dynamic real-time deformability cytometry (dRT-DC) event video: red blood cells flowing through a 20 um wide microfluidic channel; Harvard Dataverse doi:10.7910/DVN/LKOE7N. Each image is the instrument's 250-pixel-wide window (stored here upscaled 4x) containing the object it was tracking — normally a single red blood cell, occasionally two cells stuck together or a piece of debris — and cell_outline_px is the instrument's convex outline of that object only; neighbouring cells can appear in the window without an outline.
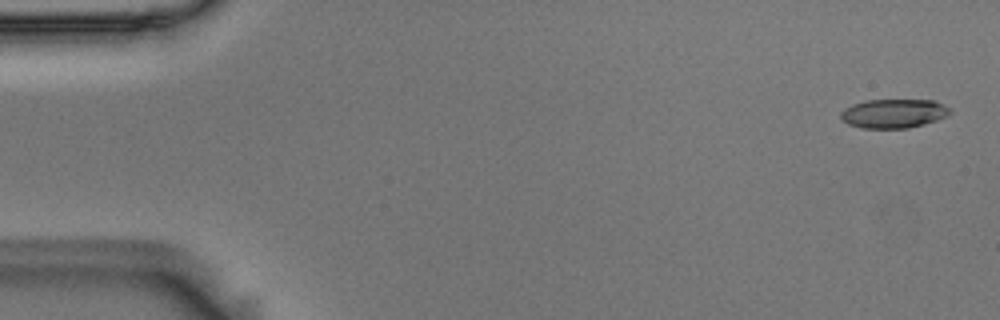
{"species": "Egyptian fruit bat (a non-hibernating species)", "species_latin": "Rousettus aegyptiacus", "temperature_condition": "room temperature", "stored_images_in_passage": 5, "camera_frame_rate_fps": 3000, "um_per_image_px": 0.085, "animal": {"sex": "male"}, "frame": {"image": 1, "passage_image": 1, "time_ms": 0.0, "image_size_px": [1000, 320], "cell_outline_px": [[952, 112], [948, 116], [924, 124], [908, 128], [864, 128], [848, 124], [840, 120], [840, 112], [844, 108], [852, 104], [864, 100], [932, 100], [944, 104]], "centroid_in_image_um": [75.93, 9.64], "position_along_channel_um": 9.1, "area_um2": 18.61}}
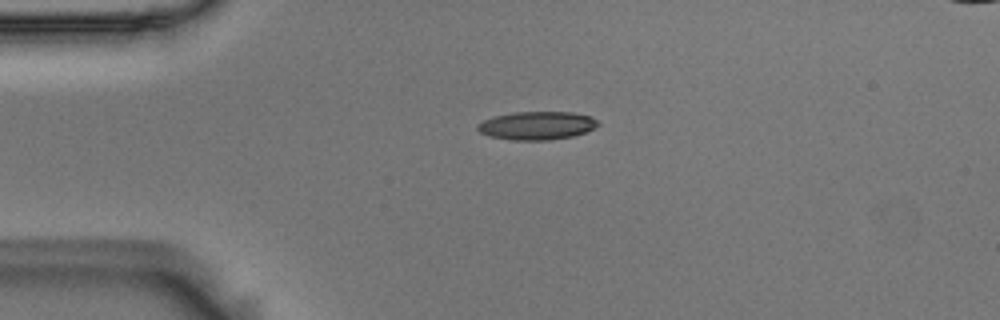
{"frame": {"image": 2, "passage_image": 4, "time_ms": 1.0, "image_size_px": [1000, 320], "cell_outline_px": [[600, 124], [584, 132], [572, 136], [552, 140], [512, 140], [488, 136], [480, 132], [476, 128], [476, 124], [484, 120], [496, 116], [512, 112], [572, 112], [592, 116]], "centroid_in_image_um": [45.61, 10.67], "position_along_channel_um": 39.4, "area_um2": 19.83}}